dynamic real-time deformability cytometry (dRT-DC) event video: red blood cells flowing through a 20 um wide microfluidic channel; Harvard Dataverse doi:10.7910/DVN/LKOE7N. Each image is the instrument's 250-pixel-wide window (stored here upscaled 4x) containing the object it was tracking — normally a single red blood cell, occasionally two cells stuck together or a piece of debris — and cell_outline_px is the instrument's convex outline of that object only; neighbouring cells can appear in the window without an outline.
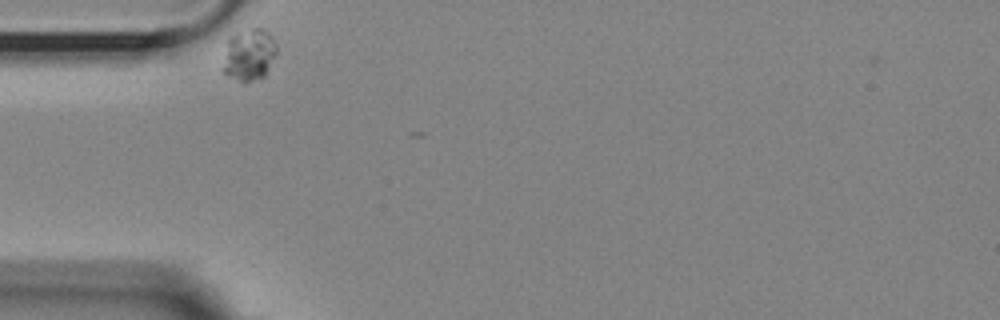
{"species": "Egyptian fruit bat (a non-hibernating species)", "species_latin": "Rousettus aegyptiacus", "temperature_condition": "room temperature", "stored_images_in_passage": 17, "camera_frame_rate_fps": 3000, "um_per_image_px": 0.085, "animal": {"sex": "female"}, "frame": {"image": 1, "passage_image": 1, "time_ms": 0.0, "image_size_px": [1000, 320], "cell_outline_px": [[276, 52], [264, 76], [244, 84], [220, 72], [228, 36], [236, 32], [252, 28], [264, 28], [268, 32], [276, 44]], "centroid_in_image_um": [21.1, 4.66], "position_along_channel_um": 63.9, "area_um2": 16.59}}
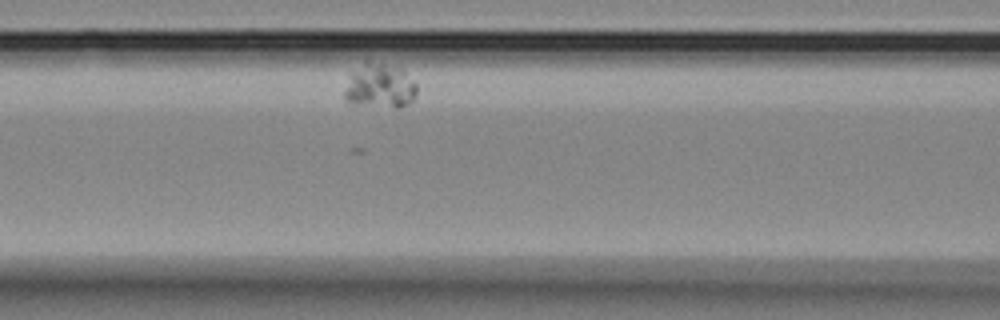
{"frame": {"image": 2, "passage_image": 9, "time_ms": 2.667, "image_size_px": [1000, 320], "cell_outline_px": [[416, 96], [408, 104], [400, 108], [396, 108], [352, 104], [344, 100], [344, 92], [352, 72], [364, 60], [368, 60], [400, 68], [416, 84]], "centroid_in_image_um": [32.27, 7.32], "position_along_channel_um": 134.3, "area_um2": 18.84}}
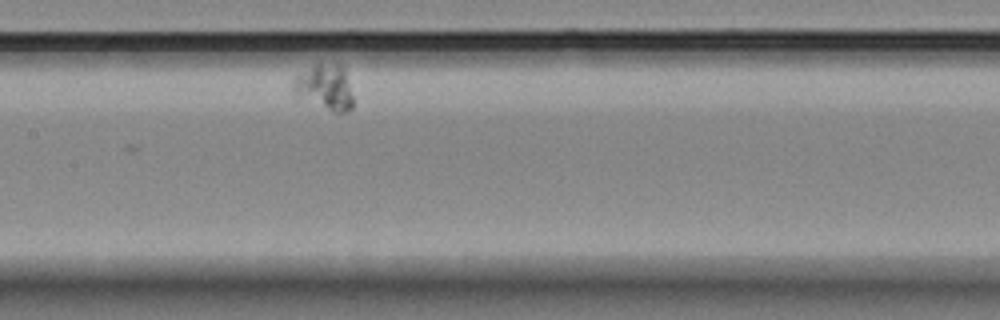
{"frame": {"image": 3, "passage_image": 14, "time_ms": 4.333, "image_size_px": [1000, 320], "cell_outline_px": [[352, 108], [344, 112], [332, 112], [292, 96], [292, 84], [296, 72], [316, 64], [344, 64], [352, 96]], "centroid_in_image_um": [27.54, 7.41], "position_along_channel_um": 179.9, "area_um2": 16.47}}